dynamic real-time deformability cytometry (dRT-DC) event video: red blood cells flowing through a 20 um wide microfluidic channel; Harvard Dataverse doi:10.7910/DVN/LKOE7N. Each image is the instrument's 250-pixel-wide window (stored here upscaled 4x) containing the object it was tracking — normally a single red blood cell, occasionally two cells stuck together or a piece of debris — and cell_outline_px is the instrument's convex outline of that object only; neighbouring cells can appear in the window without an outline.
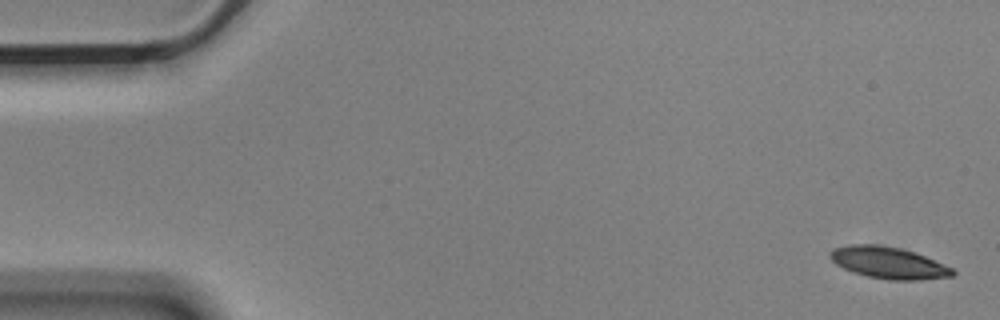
{"species": "Egyptian fruit bat (a non-hibernating species)", "species_latin": "Rousettus aegyptiacus", "temperature_condition": "cold", "stored_images_in_passage": 5, "camera_frame_rate_fps": 3000, "um_per_image_px": 0.085, "animal": {"sex": "male"}, "frame": {"image": 1, "passage_image": 1, "time_ms": 0.0, "image_size_px": [1000, 320], "cell_outline_px": [[956, 272], [952, 276], [920, 280], [888, 280], [868, 276], [852, 272], [836, 264], [828, 256], [828, 252], [832, 248], [848, 244], [880, 244], [900, 248], [924, 256], [952, 268]], "centroid_in_image_um": [75.46, 22.32], "position_along_channel_um": 9.5, "area_um2": 22.66}}
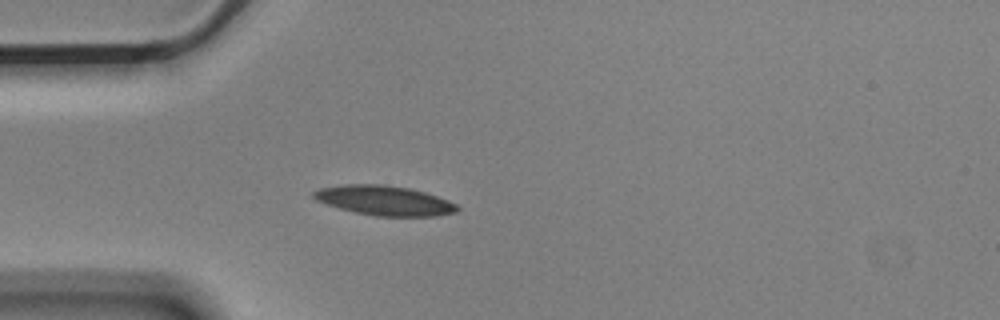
{"frame": {"image": 2, "passage_image": 5, "time_ms": 1.333, "image_size_px": [1000, 320], "cell_outline_px": [[460, 208], [456, 212], [436, 216], [376, 216], [356, 212], [340, 208], [316, 200], [312, 196], [312, 192], [320, 188], [344, 184], [384, 184], [412, 188], [448, 200], [456, 204]], "centroid_in_image_um": [32.68, 17.03], "position_along_channel_um": 52.3, "area_um2": 24.8}}